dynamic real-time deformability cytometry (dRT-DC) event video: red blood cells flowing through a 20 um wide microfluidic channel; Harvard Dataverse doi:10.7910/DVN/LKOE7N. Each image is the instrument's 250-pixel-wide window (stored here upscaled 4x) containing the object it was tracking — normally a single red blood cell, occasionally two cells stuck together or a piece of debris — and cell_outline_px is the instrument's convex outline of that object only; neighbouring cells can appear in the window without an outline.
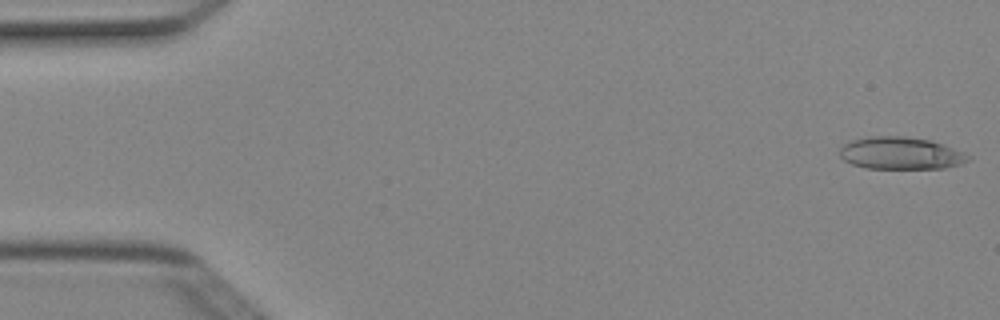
{"species": "Egyptian fruit bat (a non-hibernating species)", "species_latin": "Rousettus aegyptiacus", "temperature_condition": "cold", "stored_images_in_passage": 7, "camera_frame_rate_fps": 3000, "um_per_image_px": 0.085, "animal": {"sex": "female"}, "frame": {"image": 1, "passage_image": 1, "time_ms": 0.0, "image_size_px": [1000, 320], "cell_outline_px": [[972, 160], [960, 164], [944, 168], [864, 168], [852, 164], [844, 160], [840, 156], [840, 148], [848, 140], [868, 136], [908, 136], [928, 140], [944, 144], [964, 152], [972, 156]], "centroid_in_image_um": [76.57, 13.01], "position_along_channel_um": 8.4, "area_um2": 24.45}}
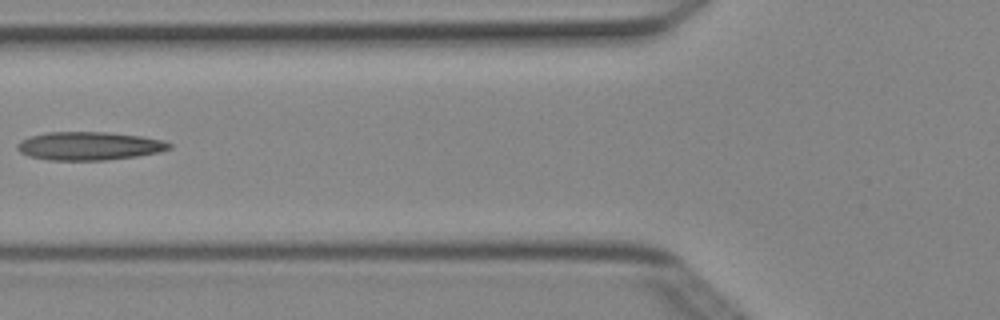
{"frame": {"image": 2, "passage_image": 6, "time_ms": 1.667, "image_size_px": [1000, 320], "cell_outline_px": [[172, 148], [160, 152], [136, 156], [104, 160], [48, 160], [28, 156], [20, 152], [16, 148], [16, 144], [20, 140], [28, 136], [48, 132], [104, 132], [140, 136], [164, 140], [172, 144]], "centroid_in_image_um": [7.55, 12.4], "position_along_channel_um": 118.2, "area_um2": 25.2}}
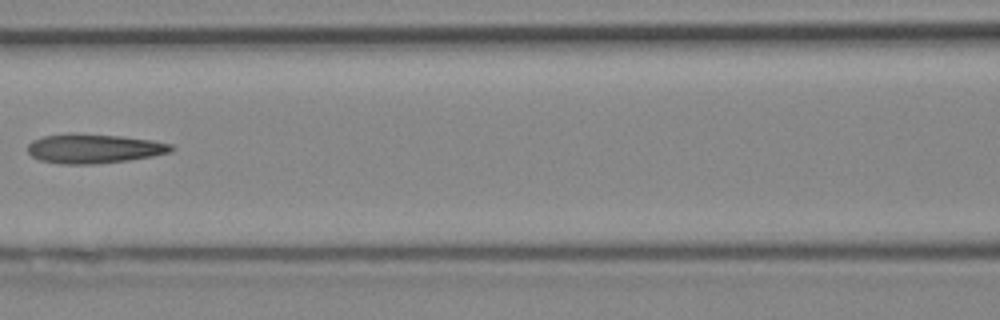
{"frame": {"image": 3, "passage_image": 7, "time_ms": 2.0, "image_size_px": [1000, 320], "cell_outline_px": [[176, 148], [172, 152], [152, 156], [128, 160], [96, 164], [60, 164], [40, 160], [32, 156], [28, 152], [28, 144], [32, 140], [44, 136], [68, 132], [72, 132], [120, 136], [152, 140], [172, 144]], "centroid_in_image_um": [7.98, 12.62], "position_along_channel_um": 158.6, "area_um2": 24.85}}